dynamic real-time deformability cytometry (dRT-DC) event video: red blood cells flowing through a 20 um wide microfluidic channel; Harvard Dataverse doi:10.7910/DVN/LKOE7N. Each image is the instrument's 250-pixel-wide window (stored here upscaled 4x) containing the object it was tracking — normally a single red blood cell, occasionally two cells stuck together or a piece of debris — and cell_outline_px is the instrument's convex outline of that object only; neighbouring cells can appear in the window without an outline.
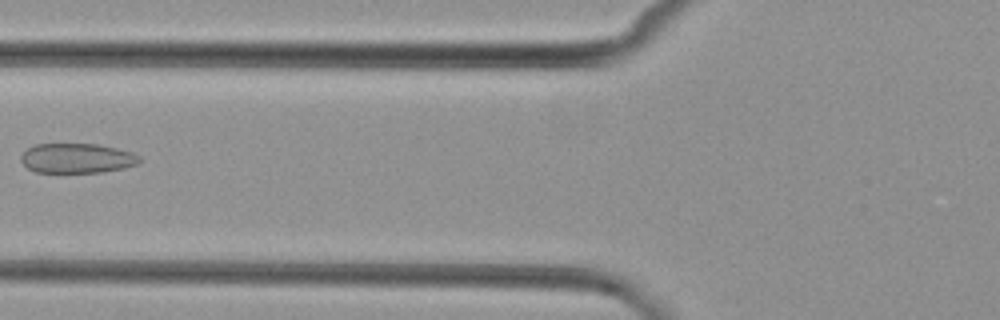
{"species": "common noctule bat (a hibernating species)", "species_latin": "Nyctalus noctula", "temperature_condition": "cold", "stored_images_in_passage": 5, "camera_frame_rate_fps": 3000, "um_per_image_px": 0.085, "animal": {"sex": "female", "body_mass_g": 29.2, "forearm_length_mm": 56.3}, "frame": {"image": 1, "passage_image": 4, "time_ms": 3.667, "image_size_px": [1000, 320], "cell_outline_px": [[144, 160], [140, 164], [124, 168], [100, 172], [36, 172], [28, 168], [20, 160], [20, 156], [28, 148], [36, 144], [96, 144], [116, 148], [132, 152], [140, 156]], "centroid_in_image_um": [6.59, 13.45], "position_along_channel_um": 119.2, "area_um2": 20.63}}
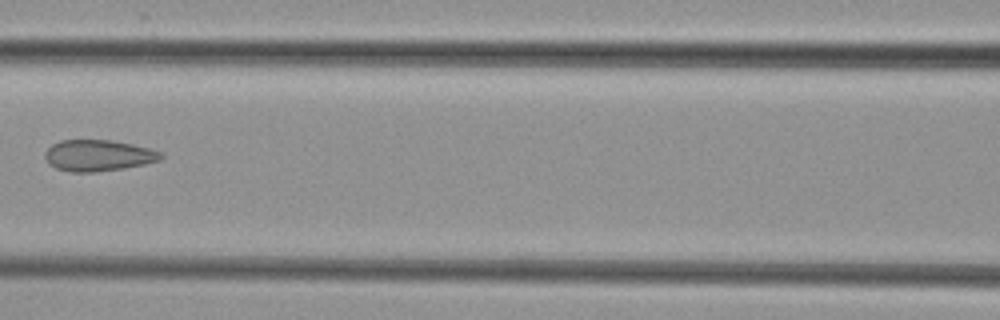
{"frame": {"image": 2, "passage_image": 5, "time_ms": 4.667, "image_size_px": [1000, 320], "cell_outline_px": [[164, 156], [160, 160], [144, 164], [124, 168], [96, 172], [68, 172], [56, 168], [48, 164], [44, 156], [44, 152], [52, 144], [60, 140], [112, 140], [132, 144], [164, 152]], "centroid_in_image_um": [8.34, 13.22], "position_along_channel_um": 158.3, "area_um2": 21.33}}